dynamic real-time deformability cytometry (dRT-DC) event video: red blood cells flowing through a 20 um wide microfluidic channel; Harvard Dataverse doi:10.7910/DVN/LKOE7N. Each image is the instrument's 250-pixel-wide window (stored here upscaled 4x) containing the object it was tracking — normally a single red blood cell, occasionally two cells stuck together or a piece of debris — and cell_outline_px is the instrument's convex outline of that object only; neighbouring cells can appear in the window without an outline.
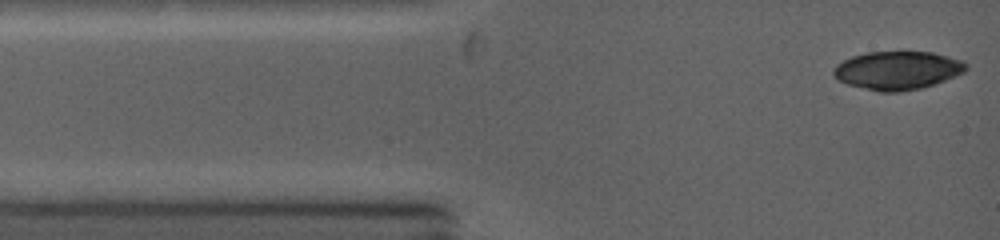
{"species": "common noctule bat (a hibernating species)", "species_latin": "Nyctalus noctula", "temperature_condition": "warm", "stored_images_in_passage": 8, "camera_frame_rate_fps": 5000, "um_per_image_px": 0.085, "animal": {"sex": "female", "body_mass_g": 19.0, "forearm_length_mm": 53.3}, "frame": {"image": 1, "passage_image": 1, "time_ms": 0.0, "image_size_px": [1000, 240], "cell_outline_px": [[964, 72], [944, 80], [920, 88], [896, 92], [880, 92], [848, 84], [840, 80], [832, 72], [836, 64], [852, 56], [868, 52], [932, 52], [948, 56], [960, 60], [964, 64]], "centroid_in_image_um": [76.25, 5.98], "position_along_channel_um": 8.8, "area_um2": 29.02}}